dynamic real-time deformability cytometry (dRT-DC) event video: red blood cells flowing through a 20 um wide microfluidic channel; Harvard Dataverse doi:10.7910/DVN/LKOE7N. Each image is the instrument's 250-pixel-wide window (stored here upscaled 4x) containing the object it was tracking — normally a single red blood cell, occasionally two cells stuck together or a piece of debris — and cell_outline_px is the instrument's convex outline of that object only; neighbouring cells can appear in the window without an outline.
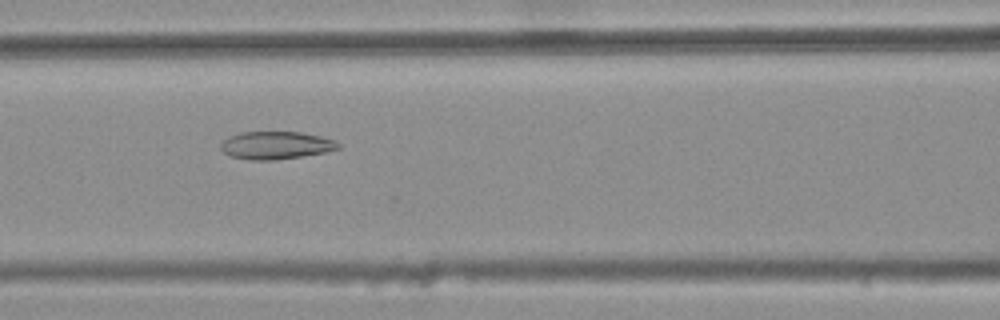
{"species": "common noctule bat (a hibernating species)", "species_latin": "Nyctalus noctula", "temperature_condition": "warm", "stored_images_in_passage": 34, "camera_frame_rate_fps": 3000, "um_per_image_px": 0.085, "animal": {"sex": "female", "body_mass_g": 25.1}, "frame": {"image": 1, "passage_image": 8, "time_ms": 2.333, "image_size_px": [1000, 320], "cell_outline_px": [[340, 148], [324, 152], [276, 160], [248, 160], [232, 156], [224, 152], [220, 148], [220, 144], [228, 136], [240, 132], [300, 132], [320, 136], [336, 140], [340, 144]], "centroid_in_image_um": [23.44, 12.34], "position_along_channel_um": 143.2, "area_um2": 18.96}}
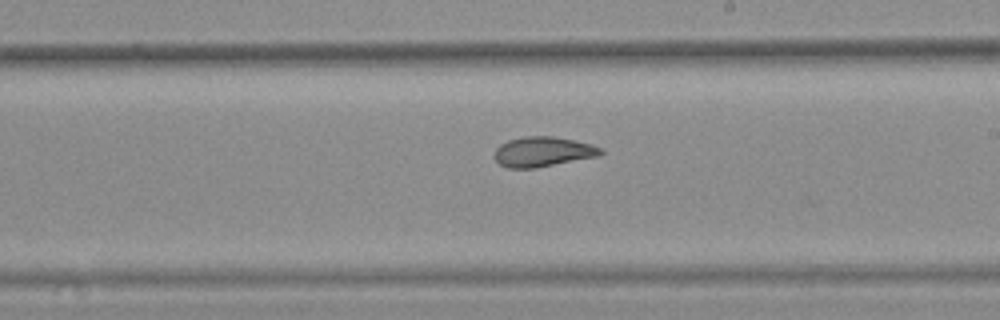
{"frame": {"image": 2, "passage_image": 16, "time_ms": 5.0, "image_size_px": [1000, 320], "cell_outline_px": [[604, 152], [596, 156], [536, 168], [508, 168], [500, 164], [492, 156], [496, 148], [500, 144], [508, 140], [524, 136], [552, 136], [592, 144], [604, 148]], "centroid_in_image_um": [46.11, 12.89], "position_along_channel_um": 242.9, "area_um2": 18.55}}
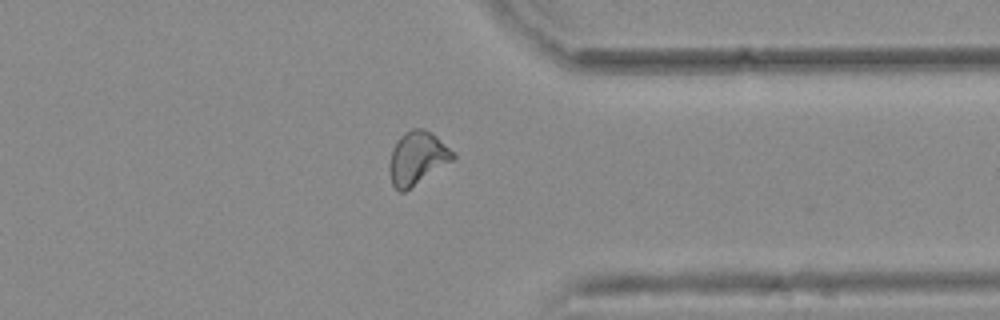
{"frame": {"image": 3, "passage_image": 27, "time_ms": 8.667, "image_size_px": [1000, 320], "cell_outline_px": [[456, 156], [452, 160], [404, 192], [400, 192], [392, 184], [388, 168], [392, 148], [400, 136], [412, 128], [424, 128], [436, 136]], "centroid_in_image_um": [35.42, 13.43], "position_along_channel_um": 376.0, "area_um2": 19.25}, "authors_computed_cell_mechanics": {"area_um2": 18.7272, "velocity_mm_per_s": 3.7477, "shape_relaxation_time_tau1_ms": null, "shape_relaxation_time_tau2_ms": 2.4248, "deformation_change_tau1": null, "deformation_change_tau2": 0.09}}